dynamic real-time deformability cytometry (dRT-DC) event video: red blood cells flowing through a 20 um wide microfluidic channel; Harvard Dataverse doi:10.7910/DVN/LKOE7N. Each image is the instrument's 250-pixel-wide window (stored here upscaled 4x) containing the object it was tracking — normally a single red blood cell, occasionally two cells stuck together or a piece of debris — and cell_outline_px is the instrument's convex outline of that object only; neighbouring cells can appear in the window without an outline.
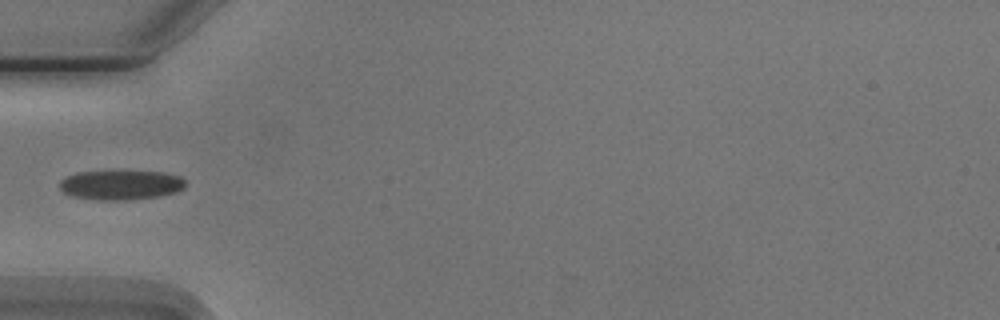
{"species": "Egyptian fruit bat (a non-hibernating species)", "species_latin": "Rousettus aegyptiacus", "temperature_condition": "cold", "stored_images_in_passage": 4, "camera_frame_rate_fps": 3000, "um_per_image_px": 0.085, "animal": {"sex": "male"}, "frame": {"image": 1, "passage_image": 3, "time_ms": 2.333, "image_size_px": [1000, 320], "cell_outline_px": [[184, 188], [176, 192], [160, 196], [128, 200], [96, 200], [72, 196], [64, 192], [60, 188], [60, 180], [64, 176], [76, 172], [164, 172], [180, 176], [184, 180]], "centroid_in_image_um": [10.25, 15.73], "position_along_channel_um": 74.8, "area_um2": 21.62}}
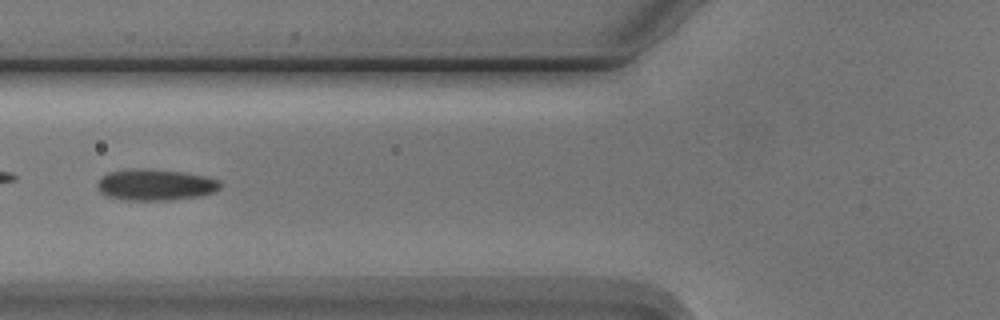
{"frame": {"image": 2, "passage_image": 4, "time_ms": 3.333, "image_size_px": [1000, 320], "cell_outline_px": [[220, 188], [216, 192], [200, 196], [168, 200], [124, 200], [108, 196], [100, 192], [96, 184], [100, 176], [108, 172], [128, 168], [148, 168], [184, 172], [204, 176], [220, 180]], "centroid_in_image_um": [13.18, 15.69], "position_along_channel_um": 112.6, "area_um2": 22.77}}